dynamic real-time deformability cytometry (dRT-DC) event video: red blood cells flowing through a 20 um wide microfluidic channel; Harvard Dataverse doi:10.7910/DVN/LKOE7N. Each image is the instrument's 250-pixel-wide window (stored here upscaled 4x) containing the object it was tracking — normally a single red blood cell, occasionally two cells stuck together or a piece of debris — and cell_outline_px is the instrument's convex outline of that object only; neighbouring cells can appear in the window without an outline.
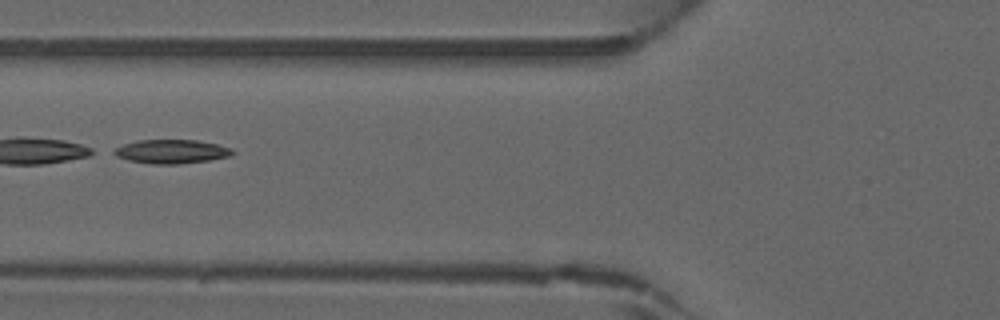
{"species": "common noctule bat (a hibernating species)", "species_latin": "Nyctalus noctula", "temperature_condition": "warm", "stored_images_in_passage": 34, "camera_frame_rate_fps": 3000, "um_per_image_px": 0.085, "animal": {"sex": "male", "forearm_length_mm": 52.5}, "frame": {"image": 1, "passage_image": 7, "time_ms": 2.0, "image_size_px": [1000, 320], "cell_outline_px": [[236, 152], [232, 156], [208, 160], [180, 164], [152, 164], [128, 160], [116, 156], [108, 152], [124, 144], [136, 140], [196, 140], [216, 144], [232, 148]], "centroid_in_image_um": [14.56, 12.88], "position_along_channel_um": 111.2, "area_um2": 16.65}}